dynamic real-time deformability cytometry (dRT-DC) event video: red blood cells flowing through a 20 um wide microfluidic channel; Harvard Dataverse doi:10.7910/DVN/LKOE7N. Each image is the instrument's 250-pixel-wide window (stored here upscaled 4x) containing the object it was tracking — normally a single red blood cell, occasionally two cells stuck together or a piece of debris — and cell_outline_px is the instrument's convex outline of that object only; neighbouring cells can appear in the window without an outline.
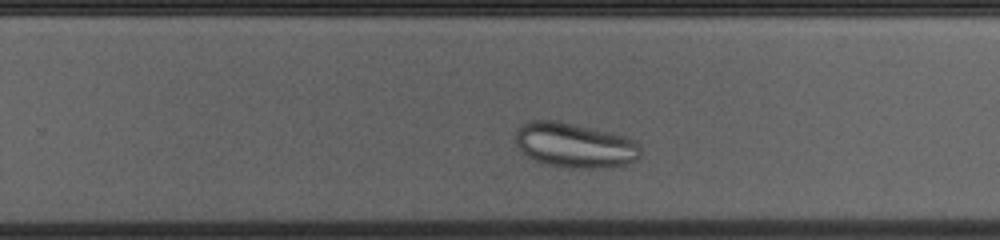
{"species": "common noctule bat (a hibernating species)", "species_latin": "Nyctalus noctula", "temperature_condition": "cold", "stored_images_in_passage": 32, "camera_frame_rate_fps": 3000, "um_per_image_px": 0.085, "animal": {"sex": "female", "body_mass_g": 23.0, "forearm_length_mm": 53.4}, "frame": {"image": 1, "passage_image": 23, "time_ms": 7.333, "image_size_px": [1000, 240], "cell_outline_px": [[640, 156], [636, 160], [628, 164], [608, 168], [576, 168], [548, 164], [532, 160], [516, 144], [516, 128], [520, 124], [528, 120], [556, 120], [612, 132], [628, 136], [640, 144]], "centroid_in_image_um": [48.88, 12.33], "position_along_channel_um": 280.9, "area_um2": 33.06}}